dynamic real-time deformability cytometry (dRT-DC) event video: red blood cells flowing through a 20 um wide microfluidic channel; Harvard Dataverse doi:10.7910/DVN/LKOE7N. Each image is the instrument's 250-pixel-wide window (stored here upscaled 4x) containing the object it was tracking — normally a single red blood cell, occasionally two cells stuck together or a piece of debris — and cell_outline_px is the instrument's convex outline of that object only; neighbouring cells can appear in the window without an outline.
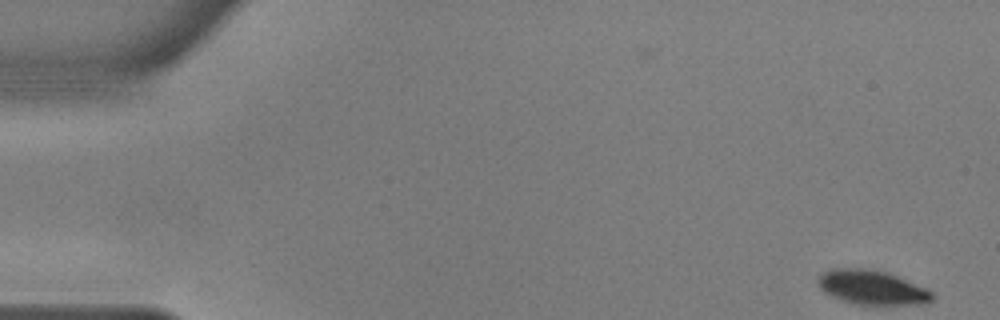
{"species": "common noctule bat (a hibernating species)", "species_latin": "Nyctalus noctula", "temperature_condition": "warm", "stored_images_in_passage": 56, "camera_frame_rate_fps": 3000, "um_per_image_px": 0.085, "animal": {"sex": "male", "body_mass_g": 17.9, "forearm_length_mm": 54.2}, "frame": {"image": 1, "passage_image": 1, "time_ms": 0.0, "image_size_px": [1000, 320], "cell_outline_px": [[936, 296], [932, 300], [924, 304], [852, 304], [840, 300], [824, 292], [820, 288], [816, 280], [824, 272], [832, 268], [860, 268], [884, 272], [896, 276], [924, 288], [932, 292]], "centroid_in_image_um": [74.08, 24.44], "position_along_channel_um": 10.9, "area_um2": 22.54}}
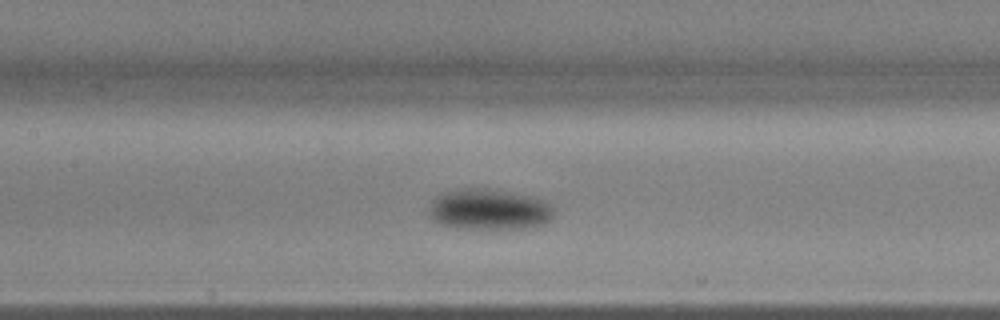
{"frame": {"image": 2, "passage_image": 25, "time_ms": 8.0, "image_size_px": [1000, 320], "cell_outline_px": [[556, 212], [544, 224], [528, 228], [456, 228], [440, 224], [428, 216], [428, 208], [432, 196], [440, 192], [460, 188], [484, 188], [532, 196], [544, 200]], "centroid_in_image_um": [41.49, 17.79], "position_along_channel_um": 165.9, "area_um2": 30.11}}
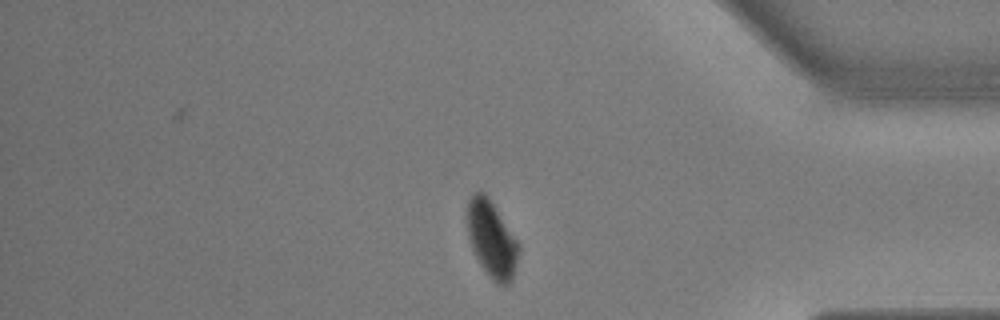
{"frame": {"image": 3, "passage_image": 46, "time_ms": 15.0, "image_size_px": [1000, 320], "cell_outline_px": [[520, 248], [512, 280], [508, 284], [496, 284], [492, 280], [480, 264], [472, 248], [468, 236], [464, 216], [468, 200], [472, 192], [484, 192], [488, 196], [520, 244]], "centroid_in_image_um": [41.76, 20.29], "position_along_channel_um": 393.4, "area_um2": 23.29}, "authors_computed_cell_mechanics": {"area_um2": 26.4724, "velocity_mm_per_s": 3.5922, "shape_relaxation_time_tau1_ms": 2.9832, "shape_relaxation_time_tau2_ms": 8.2213, "deformation_change_tau1": 0.1081, "deformation_change_tau2": 0.0599}}